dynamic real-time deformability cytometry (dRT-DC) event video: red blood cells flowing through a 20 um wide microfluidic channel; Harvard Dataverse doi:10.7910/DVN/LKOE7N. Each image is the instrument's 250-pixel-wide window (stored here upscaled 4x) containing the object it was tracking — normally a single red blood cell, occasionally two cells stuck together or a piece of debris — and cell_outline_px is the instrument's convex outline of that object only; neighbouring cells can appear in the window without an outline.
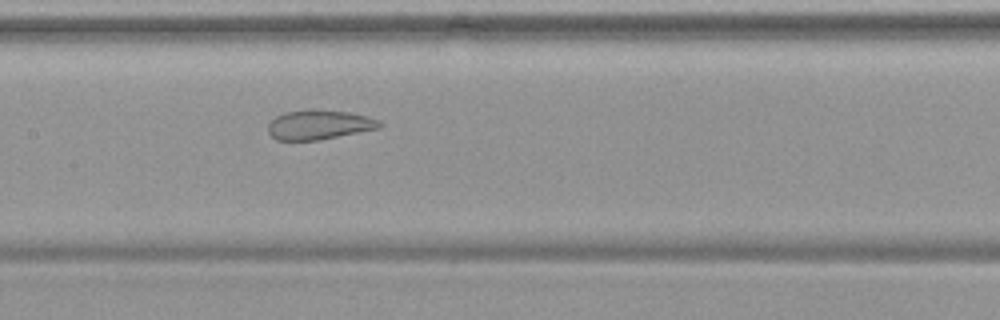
{"species": "common noctule bat (a hibernating species)", "species_latin": "Nyctalus noctula", "temperature_condition": "warm", "stored_images_in_passage": 51, "camera_frame_rate_fps": 3000, "um_per_image_px": 0.085, "animal": {"sex": "female", "body_mass_g": 19.9}, "frame": {"image": 1, "passage_image": 24, "time_ms": 7.667, "image_size_px": [1000, 320], "cell_outline_px": [[384, 124], [380, 128], [320, 140], [276, 140], [268, 132], [268, 124], [276, 116], [284, 112], [312, 108], [316, 108], [352, 112], [368, 116], [380, 120]], "centroid_in_image_um": [27.16, 10.58], "position_along_channel_um": 180.2, "area_um2": 19.65}}
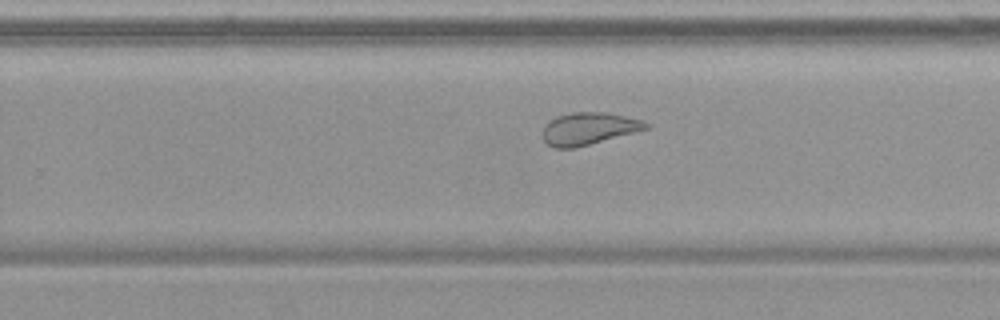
{"frame": {"image": 2, "passage_image": 32, "time_ms": 10.333, "image_size_px": [1000, 320], "cell_outline_px": [[648, 128], [636, 132], [576, 148], [552, 148], [544, 140], [540, 132], [556, 116], [572, 112], [608, 112], [644, 120], [648, 124]], "centroid_in_image_um": [50.04, 10.93], "position_along_channel_um": 279.8, "area_um2": 19.54}}
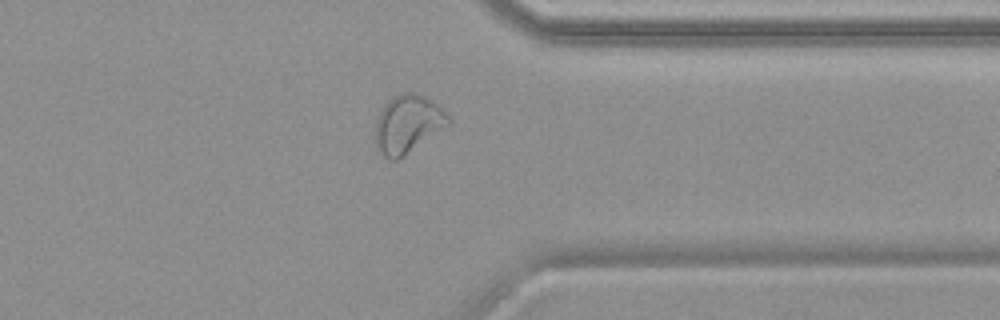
{"frame": {"image": 3, "passage_image": 40, "time_ms": 13.0, "image_size_px": [1000, 320], "cell_outline_px": [[452, 124], [396, 160], [388, 160], [376, 148], [376, 120], [384, 104], [392, 96], [404, 92], [416, 92], [424, 96], [436, 104], [452, 120]], "centroid_in_image_um": [34.66, 10.53], "position_along_channel_um": 376.7, "area_um2": 24.62}, "authors_computed_cell_mechanics": {"area_um2": 26.3568, "velocity_mm_per_s": 3.7523, "shape_relaxation_time_tau1_ms": null, "shape_relaxation_time_tau2_ms": 1.158, "deformation_change_tau1": null, "deformation_change_tau2": 0.0915}}